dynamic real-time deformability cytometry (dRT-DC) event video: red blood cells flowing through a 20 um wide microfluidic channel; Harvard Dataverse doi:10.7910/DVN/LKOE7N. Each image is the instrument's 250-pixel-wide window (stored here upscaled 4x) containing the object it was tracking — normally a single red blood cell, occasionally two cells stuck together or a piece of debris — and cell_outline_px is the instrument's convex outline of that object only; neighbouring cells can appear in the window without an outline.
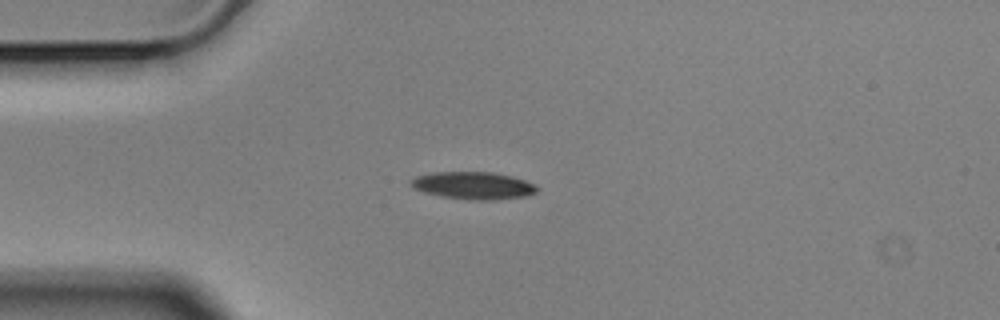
{"species": "Egyptian fruit bat (a non-hibernating species)", "species_latin": "Rousettus aegyptiacus", "temperature_condition": "cold", "stored_images_in_passage": 44, "camera_frame_rate_fps": 3000, "um_per_image_px": 0.085, "animal": {"sex": "male"}, "frame": {"image": 1, "passage_image": 1, "time_ms": 0.0, "image_size_px": [1000, 320], "cell_outline_px": [[540, 188], [536, 192], [524, 196], [492, 200], [476, 200], [440, 196], [424, 192], [412, 188], [408, 180], [416, 176], [432, 172], [492, 172], [512, 176], [536, 184]], "centroid_in_image_um": [40.21, 15.76], "position_along_channel_um": 44.8, "area_um2": 20.23}}
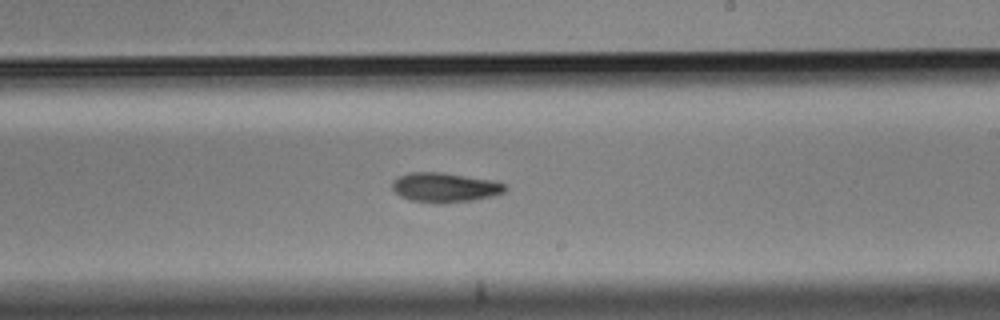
{"frame": {"image": 2, "passage_image": 20, "time_ms": 6.333, "image_size_px": [1000, 320], "cell_outline_px": [[508, 188], [504, 192], [492, 196], [472, 200], [444, 204], [436, 204], [408, 200], [400, 196], [392, 188], [392, 184], [400, 176], [408, 172], [444, 172], [496, 180], [504, 184]], "centroid_in_image_um": [37.84, 15.94], "position_along_channel_um": 251.2, "area_um2": 19.77}}
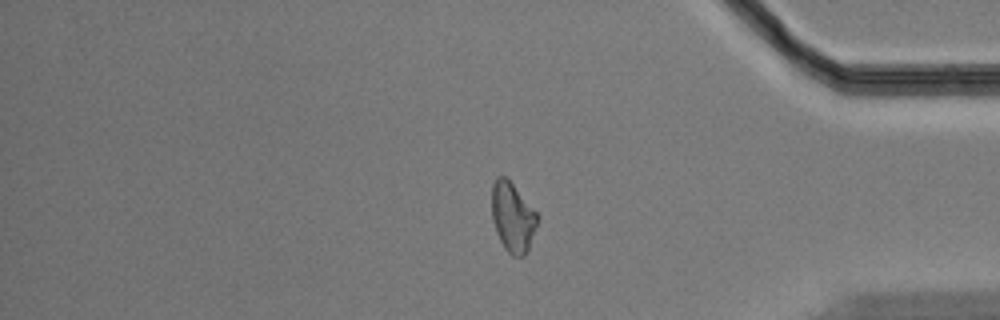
{"frame": {"image": 3, "passage_image": 34, "time_ms": 11.0, "image_size_px": [1000, 320], "cell_outline_px": [[540, 220], [528, 252], [524, 256], [512, 256], [504, 248], [496, 232], [492, 220], [492, 184], [496, 176], [504, 176], [512, 184], [536, 212]], "centroid_in_image_um": [43.59, 18.5], "position_along_channel_um": 391.6, "area_um2": 18.61}, "authors_computed_cell_mechanics": {"area_um2": 19.3919, "velocity_mm_per_s": 3.5146, "shape_relaxation_time_tau1_ms": 7.7404, "shape_relaxation_time_tau2_ms": null, "deformation_change_tau1": 0.1606, "deformation_change_tau2": null}}